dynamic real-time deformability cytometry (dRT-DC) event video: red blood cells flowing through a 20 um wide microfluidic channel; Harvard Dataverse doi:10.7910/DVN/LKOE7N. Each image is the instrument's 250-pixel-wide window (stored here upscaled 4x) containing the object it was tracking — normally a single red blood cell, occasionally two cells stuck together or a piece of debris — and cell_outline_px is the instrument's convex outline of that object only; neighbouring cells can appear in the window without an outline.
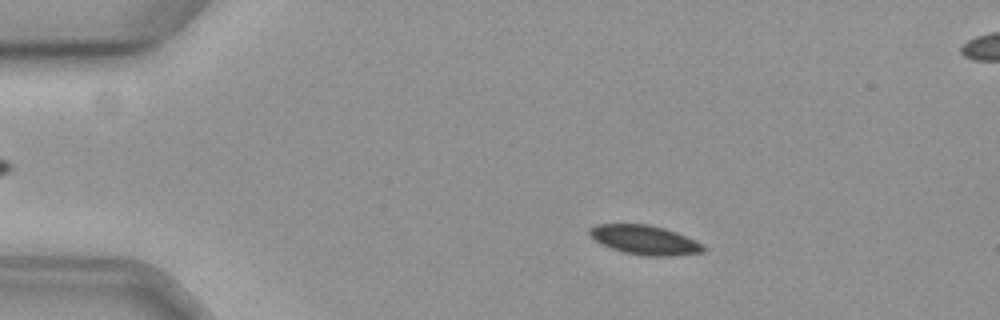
{"species": "common noctule bat (a hibernating species)", "species_latin": "Nyctalus noctula", "temperature_condition": "cold", "stored_images_in_passage": 54, "segment_of_instrument_passage": [1, 2], "camera_frame_rate_fps": 3000, "um_per_image_px": 0.085, "animal": {"sex": "female", "body_mass_g": 19.3, "forearm_length_mm": 54.1}, "frame": {"image": 1, "passage_image": 5, "time_ms": 1.333, "image_size_px": [1000, 320], "cell_outline_px": [[708, 248], [704, 252], [676, 256], [644, 256], [624, 252], [600, 244], [588, 232], [588, 228], [596, 224], [648, 224], [664, 228], [676, 232], [696, 240], [704, 244]], "centroid_in_image_um": [54.85, 20.4], "position_along_channel_um": 30.1, "area_um2": 19.65}}
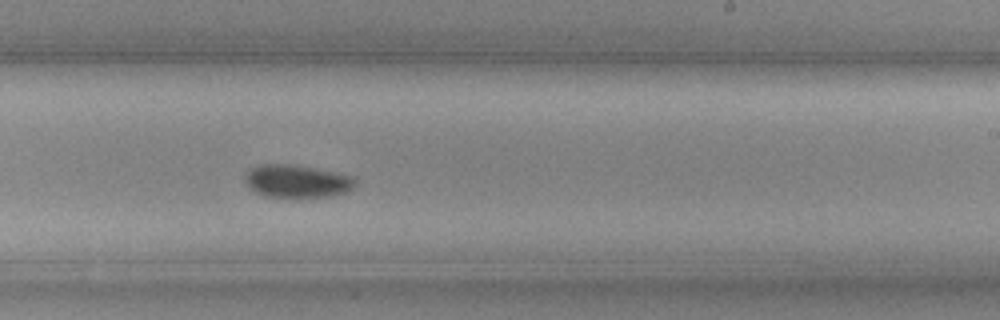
{"frame": {"image": 2, "passage_image": 30, "time_ms": 9.667, "image_size_px": [1000, 320], "cell_outline_px": [[356, 184], [348, 192], [332, 196], [292, 200], [264, 196], [256, 192], [244, 180], [244, 176], [252, 168], [260, 164], [288, 164], [312, 168], [352, 176], [356, 180]], "centroid_in_image_um": [25.25, 15.46], "position_along_channel_um": 263.8, "area_um2": 21.56}}
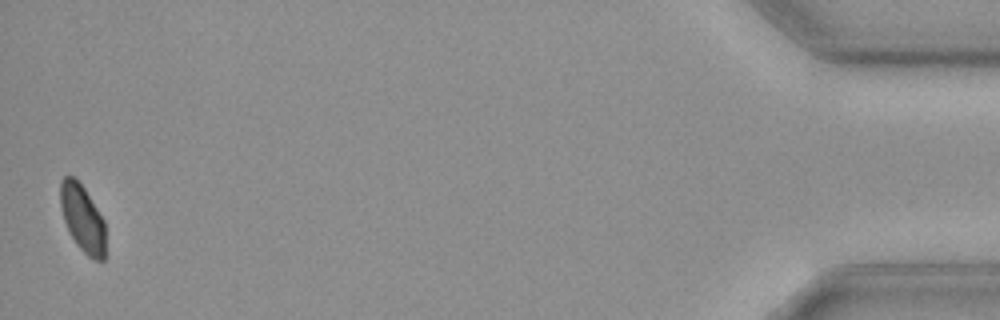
{"frame": {"image": 3, "passage_image": 52, "time_ms": 17.0, "image_size_px": [1000, 320], "cell_outline_px": [[104, 260], [96, 260], [88, 256], [76, 244], [68, 232], [60, 208], [60, 180], [64, 176], [72, 176], [84, 188], [104, 220]], "centroid_in_image_um": [6.98, 18.55], "position_along_channel_um": 428.2, "area_um2": 17.51}}